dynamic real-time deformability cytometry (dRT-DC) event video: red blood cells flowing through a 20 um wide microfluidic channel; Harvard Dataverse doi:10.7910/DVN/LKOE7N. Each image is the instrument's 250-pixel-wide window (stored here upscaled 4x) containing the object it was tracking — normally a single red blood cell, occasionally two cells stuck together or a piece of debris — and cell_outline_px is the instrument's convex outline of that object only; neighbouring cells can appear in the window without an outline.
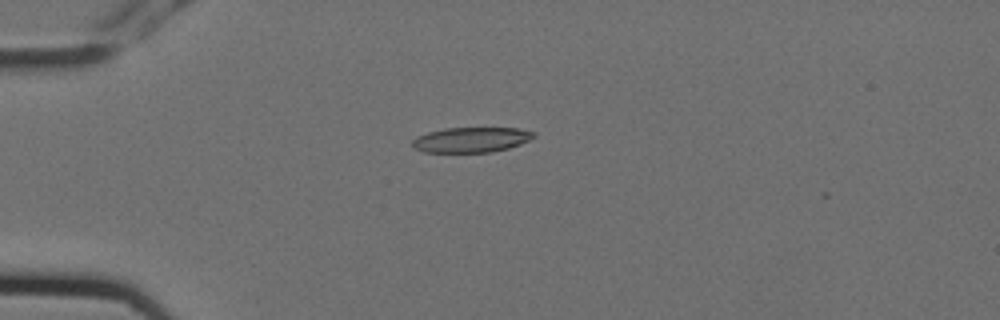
{"species": "Egyptian fruit bat (a non-hibernating species)", "species_latin": "Rousettus aegyptiacus", "temperature_condition": "cold", "stored_images_in_passage": 12, "camera_frame_rate_fps": 3000, "um_per_image_px": 0.085, "animal": {"sex": "female"}, "frame": {"image": 1, "passage_image": 2, "time_ms": 0.333, "image_size_px": [1000, 320], "cell_outline_px": [[536, 136], [520, 144], [508, 148], [492, 152], [424, 152], [416, 148], [412, 144], [412, 140], [416, 136], [428, 132], [444, 128], [516, 128], [536, 132]], "centroid_in_image_um": [40.06, 11.87], "position_along_channel_um": 44.9, "area_um2": 17.74}}
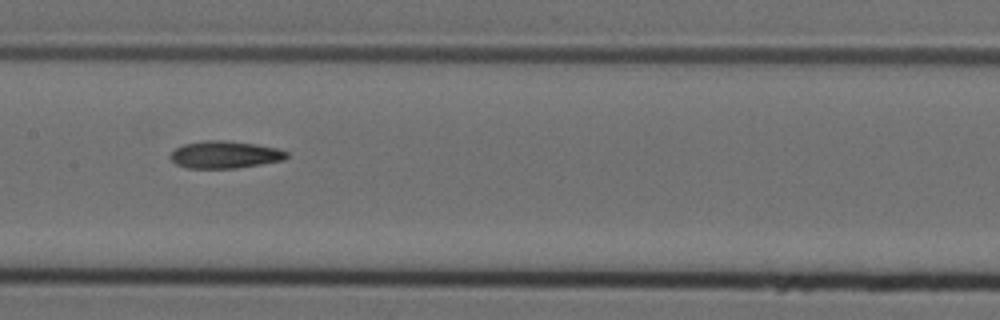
{"frame": {"image": 2, "passage_image": 6, "time_ms": 1.667, "image_size_px": [1000, 320], "cell_outline_px": [[288, 156], [284, 160], [236, 168], [188, 168], [176, 164], [172, 160], [172, 152], [176, 148], [184, 144], [204, 140], [224, 140], [256, 144], [276, 148], [288, 152]], "centroid_in_image_um": [19.13, 13.14], "position_along_channel_um": 188.3, "area_um2": 18.32}}
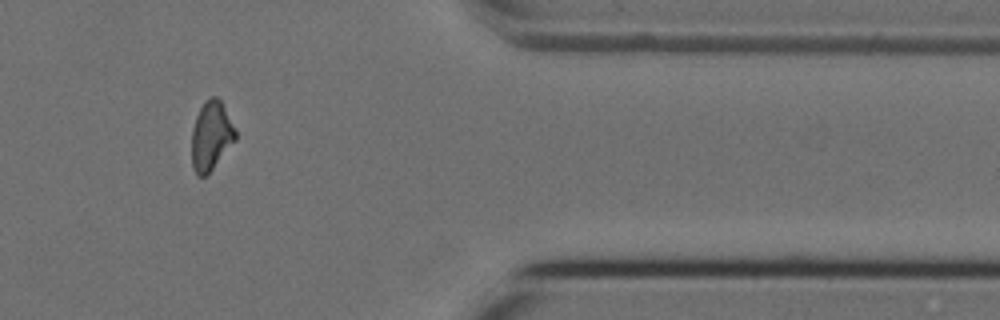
{"frame": {"image": 3, "passage_image": 11, "time_ms": 3.333, "image_size_px": [1000, 320], "cell_outline_px": [[236, 140], [212, 168], [204, 176], [196, 176], [192, 168], [192, 128], [196, 116], [200, 108], [212, 96], [216, 96], [220, 100], [236, 132]], "centroid_in_image_um": [17.92, 11.57], "position_along_channel_um": 393.5, "area_um2": 17.17}}